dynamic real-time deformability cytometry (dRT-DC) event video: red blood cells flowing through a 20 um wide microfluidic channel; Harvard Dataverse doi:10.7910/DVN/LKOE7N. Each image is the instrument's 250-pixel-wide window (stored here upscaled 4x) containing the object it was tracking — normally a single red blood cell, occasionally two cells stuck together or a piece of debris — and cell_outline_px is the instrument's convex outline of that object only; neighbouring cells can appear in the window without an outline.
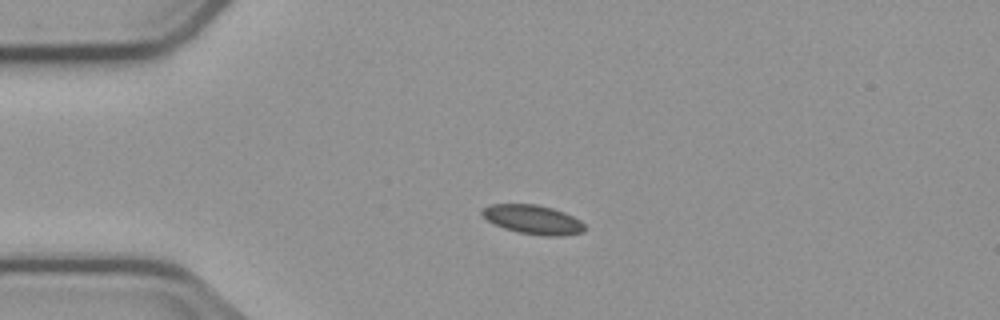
{"species": "common noctule bat (a hibernating species)", "species_latin": "Nyctalus noctula", "temperature_condition": "cold", "stored_images_in_passage": 3, "camera_frame_rate_fps": 3000, "um_per_image_px": 0.085, "animal": {"sex": "male", "body_mass_g": 23.1, "forearm_length_mm": 52.7}, "frame": {"image": 1, "passage_image": 1, "time_ms": 0.0, "image_size_px": [1000, 320], "cell_outline_px": [[584, 232], [564, 236], [544, 236], [516, 232], [504, 228], [488, 220], [480, 212], [488, 204], [536, 204], [552, 208], [564, 212], [580, 220], [584, 224]], "centroid_in_image_um": [45.32, 18.67], "position_along_channel_um": 39.7, "area_um2": 17.4}}
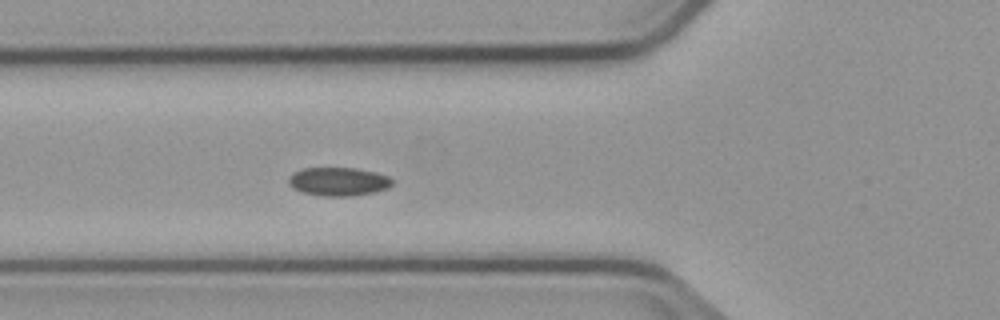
{"frame": {"image": 2, "passage_image": 3, "time_ms": 2.333, "image_size_px": [1000, 320], "cell_outline_px": [[392, 184], [388, 188], [376, 192], [352, 196], [324, 196], [300, 192], [292, 188], [288, 184], [288, 176], [292, 172], [304, 168], [356, 168], [376, 172], [388, 176], [392, 180]], "centroid_in_image_um": [28.73, 15.43], "position_along_channel_um": 97.1, "area_um2": 17.46}}